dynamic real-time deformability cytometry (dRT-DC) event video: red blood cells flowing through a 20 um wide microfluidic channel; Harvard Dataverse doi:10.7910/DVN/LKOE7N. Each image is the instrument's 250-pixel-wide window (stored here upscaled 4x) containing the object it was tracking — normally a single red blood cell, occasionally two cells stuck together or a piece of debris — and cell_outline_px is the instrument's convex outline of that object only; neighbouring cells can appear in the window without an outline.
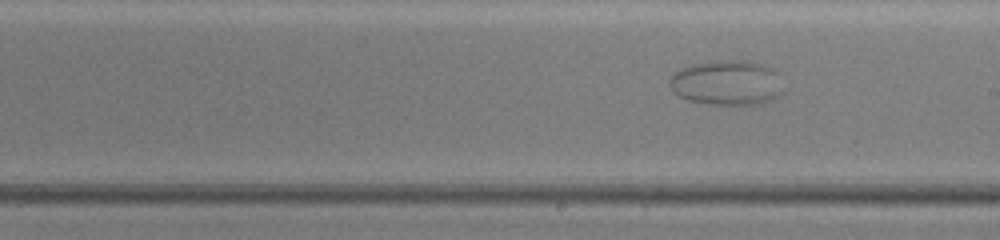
{"species": "common noctule bat (a hibernating species)", "species_latin": "Nyctalus noctula", "temperature_condition": "warm", "stored_images_in_passage": 71, "camera_frame_rate_fps": 3000, "um_per_image_px": 0.085, "animal": {"sex": "female", "body_mass_g": 19.5, "forearm_length_mm": 54.1}, "frame": {"image": 1, "passage_image": 48, "time_ms": 15.667, "image_size_px": [1000, 240], "cell_outline_px": [[784, 92], [780, 96], [772, 100], [760, 104], [708, 104], [688, 100], [672, 92], [668, 84], [668, 80], [672, 72], [680, 68], [692, 64], [716, 60], [748, 60], [764, 64], [780, 72]], "centroid_in_image_um": [61.81, 7.02], "position_along_channel_um": 227.2, "area_um2": 30.69}}
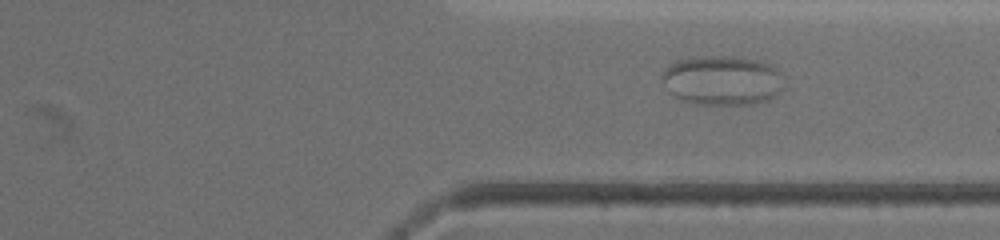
{"frame": {"image": 2, "passage_image": 61, "time_ms": 20.0, "image_size_px": [1000, 240], "cell_outline_px": [[780, 92], [776, 96], [768, 100], [756, 104], [692, 104], [680, 100], [672, 92], [660, 76], [660, 72], [668, 64], [676, 60], [700, 56], [744, 56], [768, 64], [776, 68], [780, 72]], "centroid_in_image_um": [61.36, 6.82], "position_along_channel_um": 350.0, "area_um2": 35.37}}
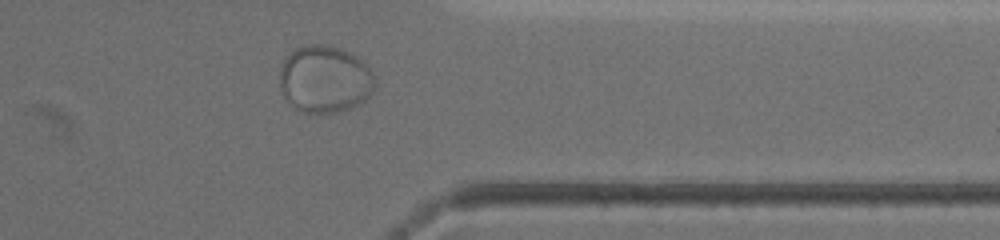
{"frame": {"image": 3, "passage_image": 65, "time_ms": 21.333, "image_size_px": [1000, 240], "cell_outline_px": [[376, 84], [372, 92], [364, 100], [352, 108], [332, 112], [300, 112], [284, 96], [280, 84], [280, 68], [284, 60], [300, 44], [328, 44], [348, 52], [356, 56], [372, 72]], "centroid_in_image_um": [27.6, 6.71], "position_along_channel_um": 383.8, "area_um2": 37.05}}